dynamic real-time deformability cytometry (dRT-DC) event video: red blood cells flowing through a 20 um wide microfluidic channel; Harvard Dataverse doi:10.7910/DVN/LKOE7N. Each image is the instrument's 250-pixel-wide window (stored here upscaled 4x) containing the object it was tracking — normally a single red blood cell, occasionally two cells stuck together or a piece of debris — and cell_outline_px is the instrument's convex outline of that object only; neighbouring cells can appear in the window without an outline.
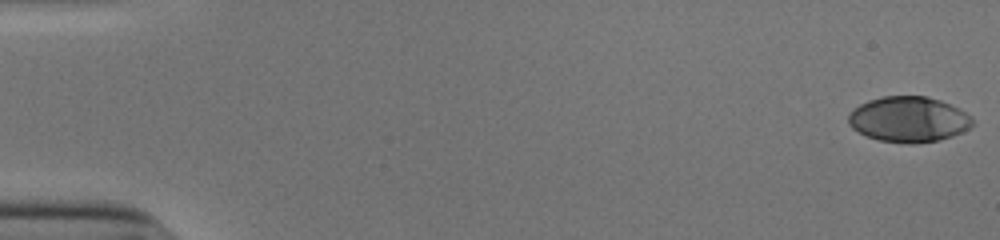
{"species": "human", "species_latin": "Homo sapiens", "temperature_condition": "cold", "stored_images_in_passage": 53, "camera_frame_rate_fps": 3000, "um_per_image_px": 0.085, "donor": {"sex": "male"}, "frame": {"image": 1, "passage_image": 1, "time_ms": 0.0, "image_size_px": [1000, 240], "cell_outline_px": [[976, 124], [952, 136], [936, 140], [912, 144], [908, 144], [880, 140], [868, 136], [852, 128], [848, 124], [848, 116], [860, 104], [868, 100], [884, 96], [928, 96], [940, 100], [960, 108], [972, 116]], "centroid_in_image_um": [77.27, 10.13], "position_along_channel_um": 7.7, "area_um2": 32.89}}
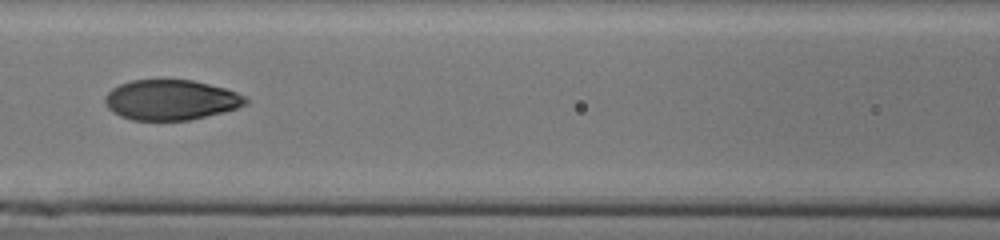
{"frame": {"image": 2, "passage_image": 25, "time_ms": 8.0, "image_size_px": [1000, 240], "cell_outline_px": [[248, 104], [236, 108], [188, 120], [132, 120], [120, 116], [112, 112], [108, 108], [104, 100], [104, 96], [112, 88], [120, 84], [132, 80], [192, 80], [224, 88], [236, 92], [244, 96], [248, 100]], "centroid_in_image_um": [14.48, 8.49], "position_along_channel_um": 152.1, "area_um2": 32.71}}
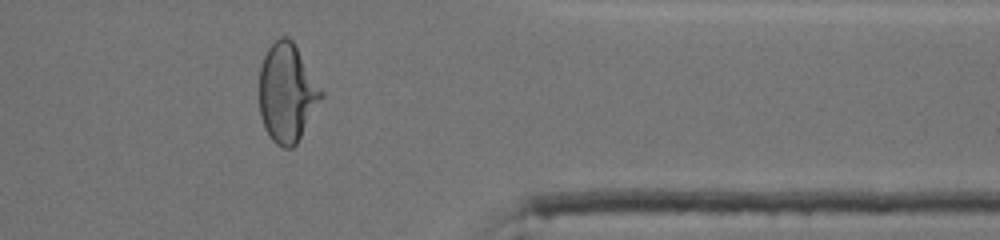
{"frame": {"image": 3, "passage_image": 44, "time_ms": 14.333, "image_size_px": [1000, 240], "cell_outline_px": [[324, 96], [296, 144], [292, 148], [284, 148], [276, 144], [272, 140], [264, 128], [260, 116], [260, 64], [268, 48], [280, 36], [288, 36], [292, 40], [324, 92]], "centroid_in_image_um": [24.4, 7.9], "position_along_channel_um": 387.0, "area_um2": 35.55}, "authors_computed_cell_mechanics": {"area_um2": 33.235, "velocity_mm_per_s": 3.9166, "shape_relaxation_time_tau1_ms": 6.8813, "shape_relaxation_time_tau2_ms": 0.7367, "deformation_change_tau1": 0.2481, "deformation_change_tau2": 0.0487}}